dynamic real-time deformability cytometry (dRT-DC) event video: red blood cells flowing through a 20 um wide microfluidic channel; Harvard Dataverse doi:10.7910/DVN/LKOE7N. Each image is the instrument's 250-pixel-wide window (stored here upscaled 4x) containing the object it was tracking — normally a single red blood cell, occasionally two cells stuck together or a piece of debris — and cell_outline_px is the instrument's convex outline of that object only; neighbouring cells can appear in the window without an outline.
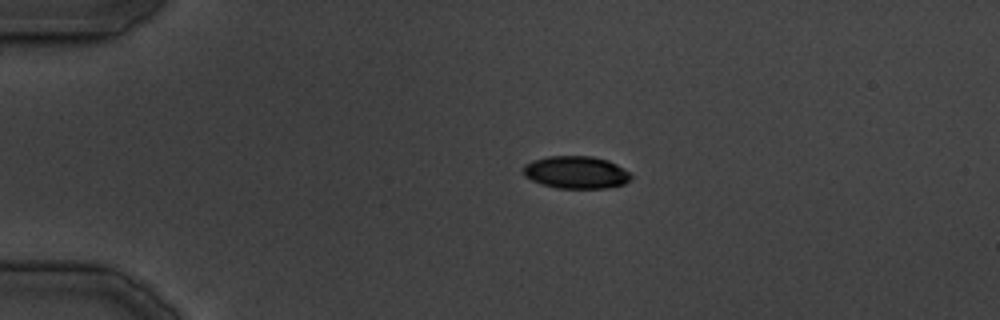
{"species": "common noctule bat (a hibernating species)", "species_latin": "Nyctalus noctula", "temperature_condition": "cold", "stored_images_in_passage": 32, "camera_frame_rate_fps": 3000, "um_per_image_px": 0.085, "animal": {"sex": "male", "body_mass_g": 19.5, "forearm_length_mm": 54.6}, "frame": {"image": 1, "passage_image": 1, "time_ms": 0.0, "image_size_px": [1000, 320], "cell_outline_px": [[632, 180], [624, 184], [604, 188], [556, 188], [540, 184], [524, 176], [524, 164], [532, 160], [548, 156], [592, 156], [608, 160], [616, 164], [628, 172], [632, 176]], "centroid_in_image_um": [48.96, 14.65], "position_along_channel_um": 36.0, "area_um2": 20.46}}
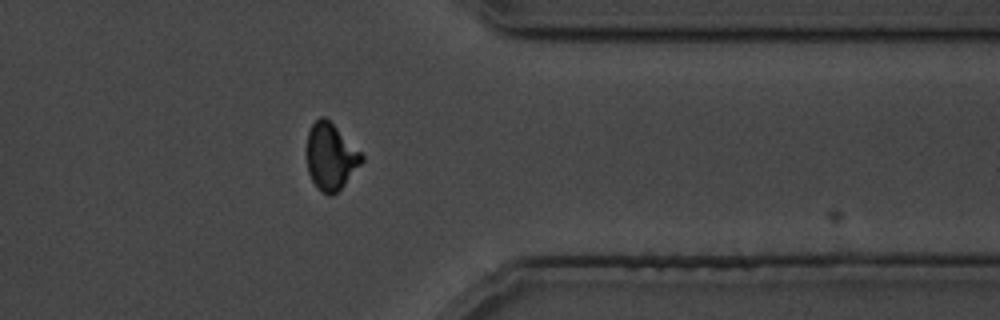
{"frame": {"image": 2, "passage_image": 25, "time_ms": 27.667, "image_size_px": [1000, 320], "cell_outline_px": [[364, 160], [344, 184], [332, 196], [328, 196], [320, 192], [316, 188], [308, 172], [308, 132], [312, 124], [320, 116], [324, 116], [364, 156]], "centroid_in_image_um": [28.1, 13.35], "position_along_channel_um": 383.3, "area_um2": 20.81}}
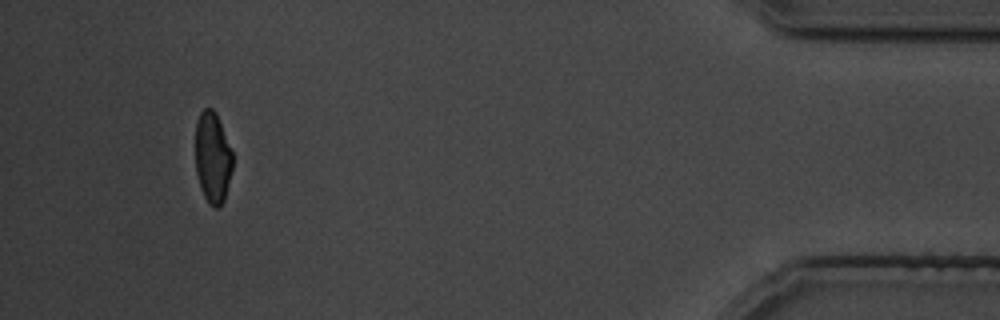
{"frame": {"image": 3, "passage_image": 30, "time_ms": 33.667, "image_size_px": [1000, 320], "cell_outline_px": [[232, 172], [224, 200], [216, 208], [212, 208], [208, 204], [200, 188], [196, 172], [196, 120], [200, 112], [204, 108], [212, 108], [216, 112], [232, 152]], "centroid_in_image_um": [18.07, 13.4], "position_along_channel_um": 417.1, "area_um2": 19.83}}